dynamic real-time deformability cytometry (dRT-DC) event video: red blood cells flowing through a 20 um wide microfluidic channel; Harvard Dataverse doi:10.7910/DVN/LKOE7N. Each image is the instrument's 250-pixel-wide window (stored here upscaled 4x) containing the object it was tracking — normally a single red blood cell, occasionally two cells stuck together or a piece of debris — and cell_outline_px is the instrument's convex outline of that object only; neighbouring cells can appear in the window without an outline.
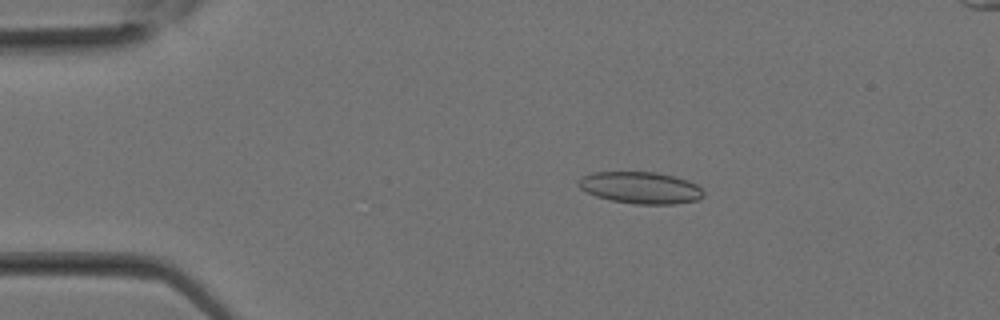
{"species": "Egyptian fruit bat (a non-hibernating species)", "species_latin": "Rousettus aegyptiacus", "temperature_condition": "room temperature", "stored_images_in_passage": 15, "camera_frame_rate_fps": 3000, "um_per_image_px": 0.085, "animal": {"sex": "female"}, "frame": {"image": 1, "passage_image": 1, "time_ms": 0.0, "image_size_px": [1000, 320], "cell_outline_px": [[704, 196], [696, 200], [676, 204], [636, 204], [608, 200], [596, 196], [580, 188], [576, 184], [576, 180], [592, 172], [656, 172], [688, 180], [696, 184], [704, 192]], "centroid_in_image_um": [54.42, 15.96], "position_along_channel_um": 30.6, "area_um2": 23.24}}
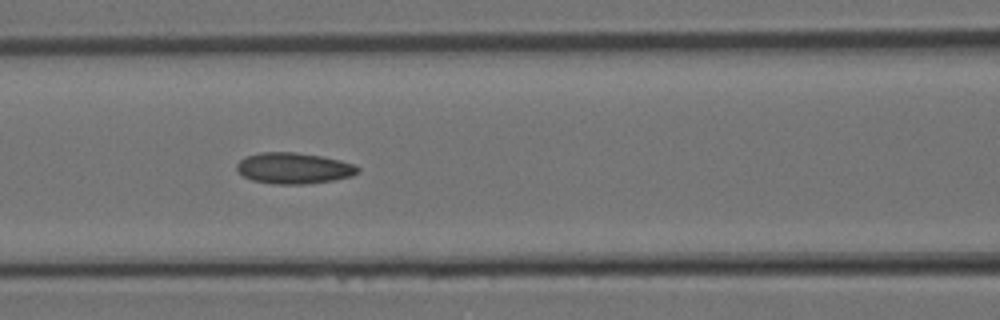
{"frame": {"image": 2, "passage_image": 8, "time_ms": 2.333, "image_size_px": [1000, 320], "cell_outline_px": [[360, 172], [352, 176], [332, 180], [308, 184], [276, 184], [252, 180], [244, 176], [236, 168], [236, 164], [244, 156], [260, 152], [296, 152], [320, 156], [340, 160], [356, 164], [360, 168]], "centroid_in_image_um": [24.99, 14.29], "position_along_channel_um": 141.6, "area_um2": 22.02}}
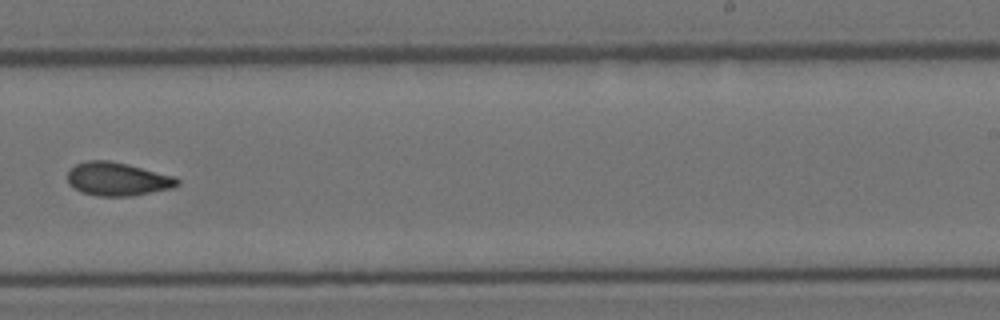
{"frame": {"image": 3, "passage_image": 14, "time_ms": 4.333, "image_size_px": [1000, 320], "cell_outline_px": [[180, 184], [176, 188], [132, 196], [96, 196], [80, 192], [72, 188], [68, 184], [68, 172], [76, 164], [84, 160], [108, 160], [128, 164], [176, 176], [180, 180]], "centroid_in_image_um": [10.02, 15.23], "position_along_channel_um": 279.0, "area_um2": 21.85}}